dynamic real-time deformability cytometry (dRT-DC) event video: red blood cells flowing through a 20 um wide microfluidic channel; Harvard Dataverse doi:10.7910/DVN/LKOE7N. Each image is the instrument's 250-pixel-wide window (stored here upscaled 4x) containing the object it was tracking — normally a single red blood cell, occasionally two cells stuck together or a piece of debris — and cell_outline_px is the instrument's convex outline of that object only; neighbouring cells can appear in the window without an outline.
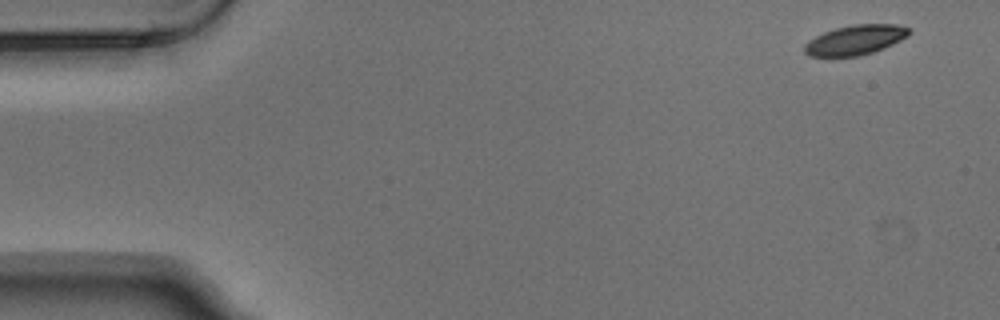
{"species": "Egyptian fruit bat (a non-hibernating species)", "species_latin": "Rousettus aegyptiacus", "temperature_condition": "warm", "stored_images_in_passage": 6, "camera_frame_rate_fps": 3000, "um_per_image_px": 0.085, "animal": {"sex": "male"}, "frame": {"image": 1, "passage_image": 1, "time_ms": 0.0, "image_size_px": [1000, 320], "cell_outline_px": [[912, 32], [908, 36], [884, 48], [872, 52], [856, 56], [808, 56], [804, 52], [804, 44], [816, 36], [824, 32], [836, 28], [852, 24], [896, 24], [908, 28]], "centroid_in_image_um": [72.7, 3.39], "position_along_channel_um": 12.3, "area_um2": 18.03}}
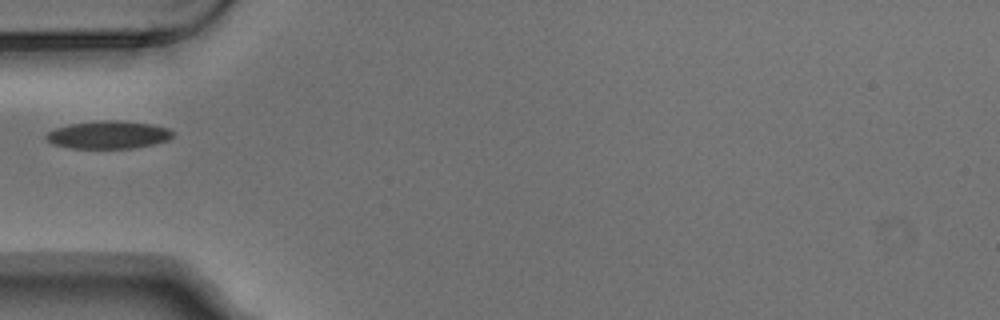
{"frame": {"image": 2, "passage_image": 5, "time_ms": 1.333, "image_size_px": [1000, 320], "cell_outline_px": [[172, 136], [168, 140], [152, 144], [132, 148], [72, 148], [52, 144], [44, 136], [48, 132], [56, 128], [68, 124], [100, 120], [116, 120], [152, 124], [168, 128], [172, 132]], "centroid_in_image_um": [9.18, 11.45], "position_along_channel_um": 75.8, "area_um2": 20.4}}
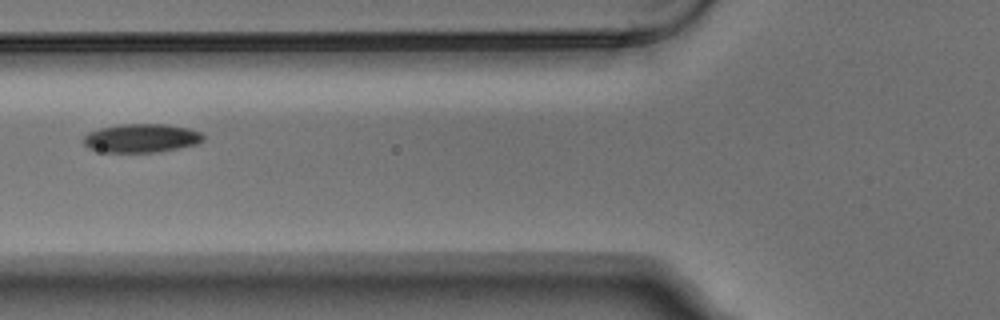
{"frame": {"image": 3, "passage_image": 6, "time_ms": 1.667, "image_size_px": [1000, 320], "cell_outline_px": [[204, 140], [200, 144], [160, 152], [104, 152], [88, 148], [80, 140], [88, 132], [100, 128], [120, 124], [168, 124], [188, 128], [200, 132], [204, 136]], "centroid_in_image_um": [12.03, 11.74], "position_along_channel_um": 113.8, "area_um2": 20.35}}